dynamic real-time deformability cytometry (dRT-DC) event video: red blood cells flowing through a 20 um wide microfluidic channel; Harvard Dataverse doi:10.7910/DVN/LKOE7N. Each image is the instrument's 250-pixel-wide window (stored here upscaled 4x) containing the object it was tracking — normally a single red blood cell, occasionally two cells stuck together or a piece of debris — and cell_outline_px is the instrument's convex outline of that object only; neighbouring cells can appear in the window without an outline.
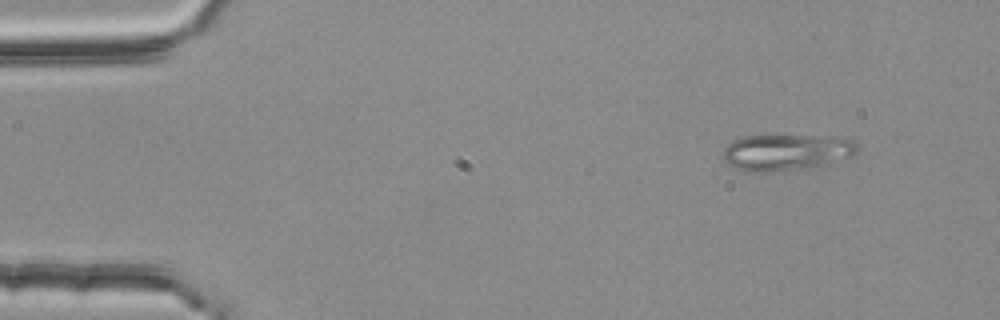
{"species": "common noctule bat (a hibernating species)", "species_latin": "Nyctalus noctula", "temperature_condition": "room temperature", "stored_images_in_passage": 3, "camera_frame_rate_fps": 3000, "um_per_image_px": 0.085, "animal": {"sex": "female", "body_mass_g": 25.1}, "frame": {"image": 1, "passage_image": 1, "time_ms": 0.0, "image_size_px": [1000, 320], "cell_outline_px": [[860, 148], [852, 156], [812, 168], [764, 172], [748, 172], [724, 164], [724, 148], [732, 140], [744, 136], [804, 136], [856, 140]], "centroid_in_image_um": [66.8, 12.96], "position_along_channel_um": 18.2, "area_um2": 28.32}}